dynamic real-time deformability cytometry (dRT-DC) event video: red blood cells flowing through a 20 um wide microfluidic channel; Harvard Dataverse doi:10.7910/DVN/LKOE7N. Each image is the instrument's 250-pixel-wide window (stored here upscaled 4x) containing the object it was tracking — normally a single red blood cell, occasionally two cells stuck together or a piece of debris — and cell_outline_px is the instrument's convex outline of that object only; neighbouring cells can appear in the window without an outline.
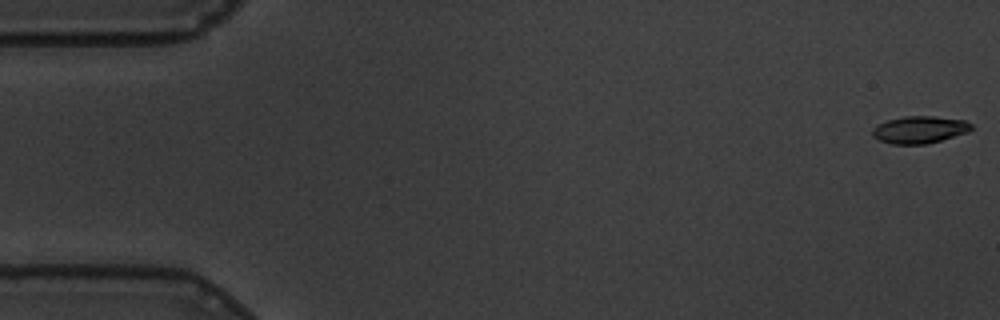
{"species": "common noctule bat (a hibernating species)", "species_latin": "Nyctalus noctula", "temperature_condition": "warm", "stored_images_in_passage": 58, "camera_frame_rate_fps": 3000, "um_per_image_px": 0.085, "animal": {"sex": "male", "body_mass_g": 19.5, "forearm_length_mm": 54.6}, "frame": {"image": 1, "passage_image": 1, "time_ms": 0.0, "image_size_px": [1000, 320], "cell_outline_px": [[972, 128], [968, 132], [928, 144], [892, 144], [880, 140], [872, 136], [872, 128], [888, 120], [904, 116], [932, 116], [964, 120], [972, 124]], "centroid_in_image_um": [78.17, 11.02], "position_along_channel_um": 6.8, "area_um2": 15.61}}
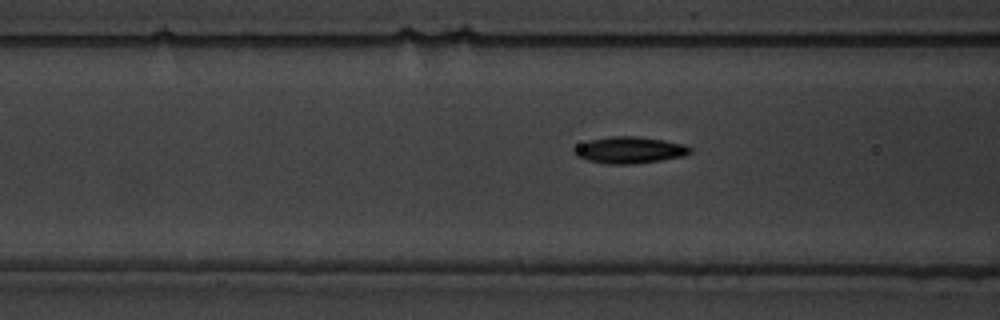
{"frame": {"image": 2, "passage_image": 22, "time_ms": 7.0, "image_size_px": [1000, 320], "cell_outline_px": [[692, 152], [684, 156], [636, 164], [608, 164], [588, 160], [576, 156], [572, 152], [572, 148], [588, 140], [612, 136], [636, 136], [664, 140], [684, 144], [692, 148]], "centroid_in_image_um": [53.5, 12.75], "position_along_channel_um": 113.1, "area_um2": 18.09}}
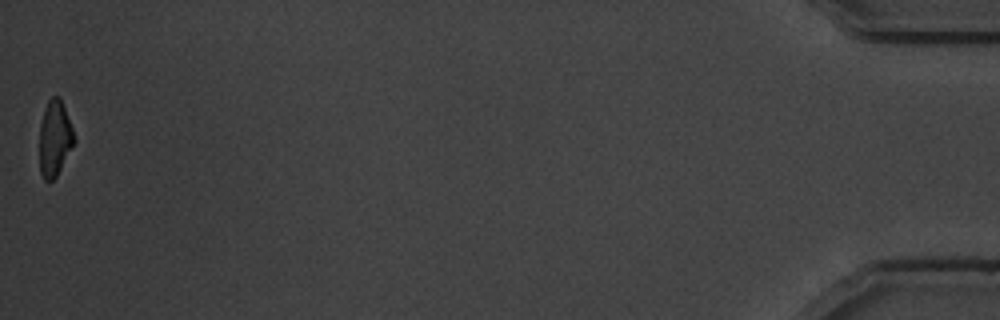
{"frame": {"image": 3, "passage_image": 58, "time_ms": 19.0, "image_size_px": [1000, 320], "cell_outline_px": [[76, 140], [56, 176], [52, 180], [44, 180], [40, 172], [40, 124], [44, 108], [48, 100], [52, 96], [60, 96], [72, 128]], "centroid_in_image_um": [4.64, 11.73], "position_along_channel_um": 430.6, "area_um2": 15.14}, "authors_computed_cell_mechanics": {"area_um2": 16.5886, "velocity_mm_per_s": 3.4819, "shape_relaxation_time_tau1_ms": 2.2164, "shape_relaxation_time_tau2_ms": 2.8177, "deformation_change_tau1": 0.1776, "deformation_change_tau2": 0.0863}}